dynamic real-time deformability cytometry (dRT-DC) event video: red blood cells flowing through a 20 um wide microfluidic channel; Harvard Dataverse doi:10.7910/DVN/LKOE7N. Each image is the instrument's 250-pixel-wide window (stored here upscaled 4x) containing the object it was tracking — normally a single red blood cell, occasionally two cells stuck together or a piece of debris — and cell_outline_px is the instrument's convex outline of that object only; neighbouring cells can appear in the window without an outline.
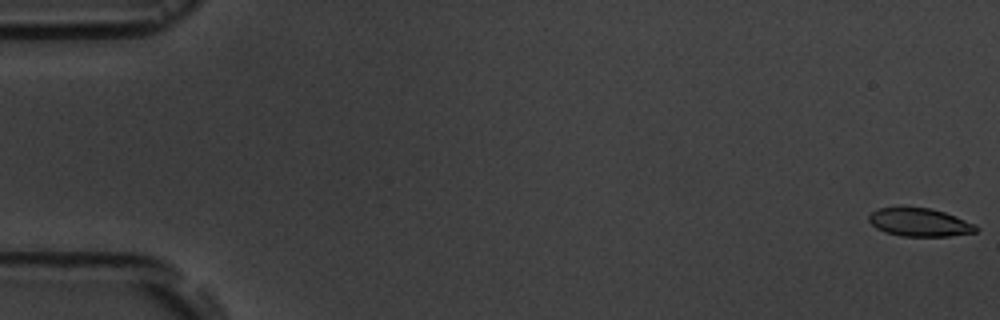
{"species": "common noctule bat (a hibernating species)", "species_latin": "Nyctalus noctula", "temperature_condition": "room temperature", "stored_images_in_passage": 5, "camera_frame_rate_fps": 3000, "um_per_image_px": 0.085, "animal": {"sex": "male", "body_mass_g": 19.5, "forearm_length_mm": 54.6}, "frame": {"image": 1, "passage_image": 1, "time_ms": 0.0, "image_size_px": [1000, 320], "cell_outline_px": [[980, 228], [976, 232], [948, 236], [900, 236], [884, 232], [876, 228], [868, 220], [868, 216], [872, 212], [880, 208], [928, 208], [944, 212], [956, 216], [976, 224]], "centroid_in_image_um": [78.19, 18.91], "position_along_channel_um": 6.8, "area_um2": 17.51}}
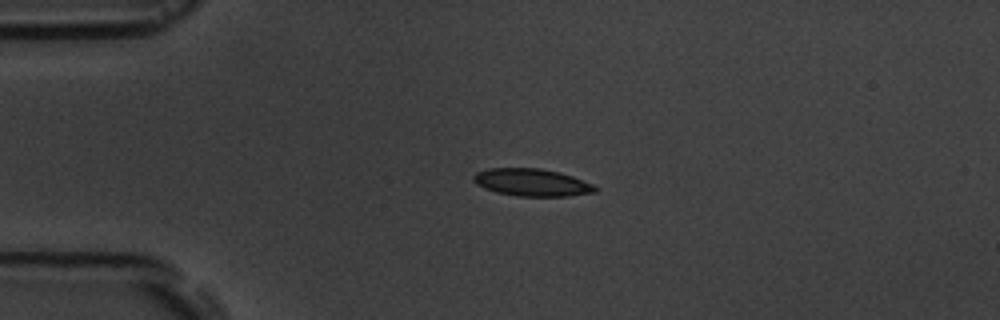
{"frame": {"image": 2, "passage_image": 4, "time_ms": 4.333, "image_size_px": [1000, 320], "cell_outline_px": [[600, 188], [596, 192], [568, 196], [516, 196], [496, 192], [484, 188], [476, 184], [472, 180], [472, 176], [476, 172], [488, 168], [540, 168], [560, 172], [572, 176], [592, 184]], "centroid_in_image_um": [45.19, 15.5], "position_along_channel_um": 39.8, "area_um2": 19.59}}